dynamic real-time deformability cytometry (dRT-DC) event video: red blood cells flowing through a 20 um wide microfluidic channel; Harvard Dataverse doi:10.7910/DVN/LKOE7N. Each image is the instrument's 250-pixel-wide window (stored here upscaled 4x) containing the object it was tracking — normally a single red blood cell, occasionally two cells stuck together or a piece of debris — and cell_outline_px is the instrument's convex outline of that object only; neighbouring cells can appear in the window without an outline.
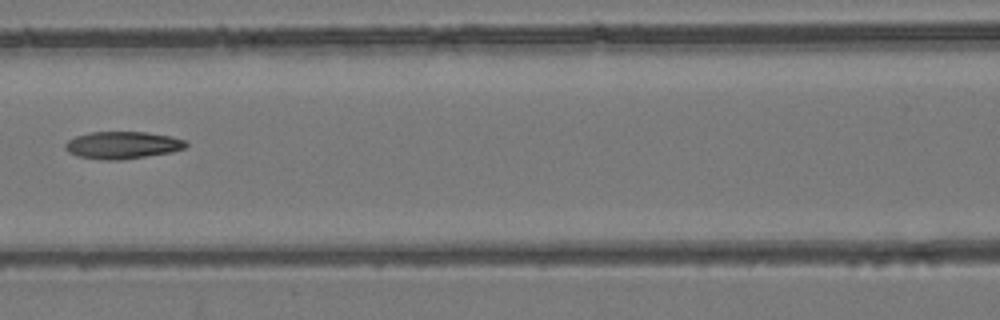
{"species": "common noctule bat (a hibernating species)", "species_latin": "Nyctalus noctula", "temperature_condition": "room temperature", "stored_images_in_passage": 7, "camera_frame_rate_fps": 3000, "um_per_image_px": 0.085, "animal": {"sex": "female", "body_mass_g": 24.6, "forearm_length_mm": 56.2}, "frame": {"image": 1, "passage_image": 6, "time_ms": 1.667, "image_size_px": [1000, 320], "cell_outline_px": [[188, 144], [184, 148], [172, 152], [120, 160], [100, 160], [76, 156], [68, 152], [64, 148], [64, 144], [68, 140], [76, 136], [92, 132], [144, 132], [172, 136], [184, 140]], "centroid_in_image_um": [10.38, 12.34], "position_along_channel_um": 156.2, "area_um2": 19.25}}
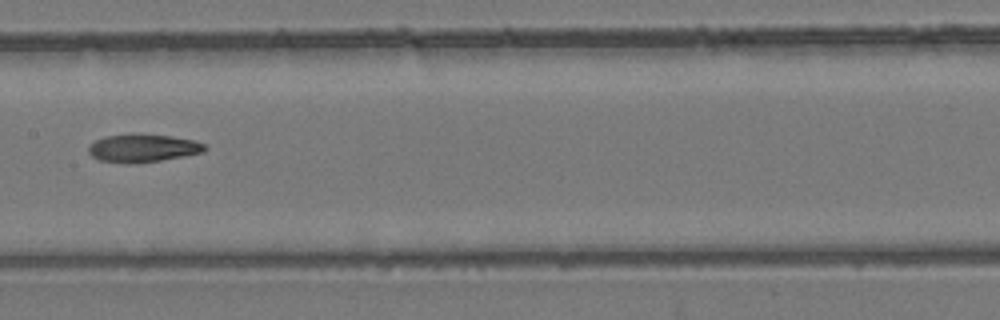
{"frame": {"image": 2, "passage_image": 7, "time_ms": 2.0, "image_size_px": [1000, 320], "cell_outline_px": [[208, 148], [204, 152], [184, 156], [136, 164], [128, 164], [100, 160], [92, 156], [88, 152], [88, 144], [104, 136], [132, 132], [172, 136], [192, 140], [204, 144]], "centroid_in_image_um": [12.11, 12.57], "position_along_channel_um": 195.3, "area_um2": 19.42}}